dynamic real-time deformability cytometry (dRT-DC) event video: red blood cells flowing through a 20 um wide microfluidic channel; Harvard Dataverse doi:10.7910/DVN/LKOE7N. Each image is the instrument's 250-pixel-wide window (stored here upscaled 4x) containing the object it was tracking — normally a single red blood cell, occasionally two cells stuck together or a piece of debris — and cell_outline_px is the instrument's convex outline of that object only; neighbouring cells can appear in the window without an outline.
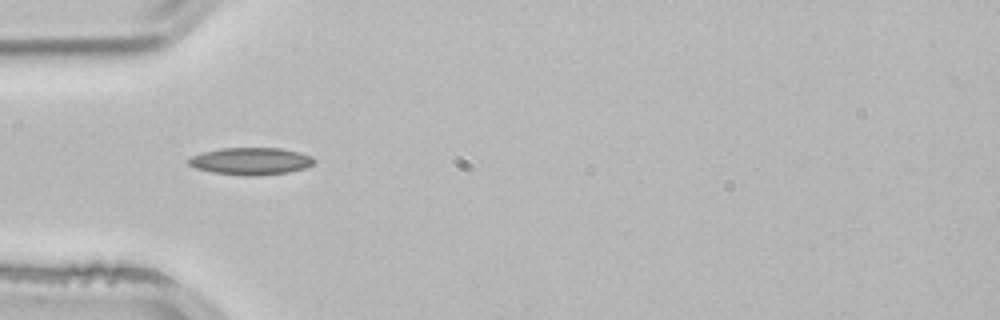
{"species": "common noctule bat (a hibernating species)", "species_latin": "Nyctalus noctula", "temperature_condition": "room temperature", "stored_images_in_passage": 1, "camera_frame_rate_fps": 3000, "um_per_image_px": 0.085, "animal": {"sex": "male", "body_mass_g": 21.5, "forearm_length_mm": 52.0}, "frame": {"image": 1, "passage_image": 1, "time_ms": 0.0, "image_size_px": [1000, 320], "cell_outline_px": [[316, 160], [312, 164], [304, 168], [288, 172], [244, 176], [212, 172], [196, 168], [188, 164], [188, 160], [192, 156], [204, 152], [220, 148], [280, 148], [312, 156]], "centroid_in_image_um": [21.3, 13.69], "position_along_channel_um": 63.7, "area_um2": 19.59}}